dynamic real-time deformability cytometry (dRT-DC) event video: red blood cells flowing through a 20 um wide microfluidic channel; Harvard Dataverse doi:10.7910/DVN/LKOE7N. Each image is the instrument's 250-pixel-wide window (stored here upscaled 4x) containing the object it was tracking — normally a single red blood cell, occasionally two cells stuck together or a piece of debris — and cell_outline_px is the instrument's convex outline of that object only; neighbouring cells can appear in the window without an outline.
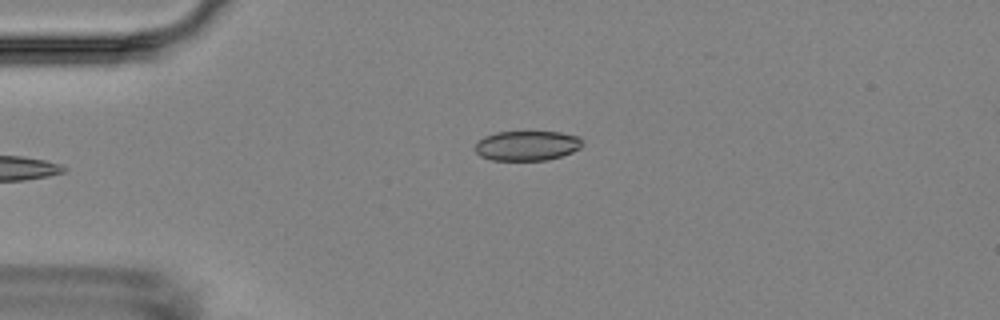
{"species": "Egyptian fruit bat (a non-hibernating species)", "species_latin": "Rousettus aegyptiacus", "temperature_condition": "room temperature", "stored_images_in_passage": 2, "camera_frame_rate_fps": 3000, "um_per_image_px": 0.085, "animal": {"sex": "female"}, "frame": {"image": 1, "passage_image": 2, "time_ms": 1.333, "image_size_px": [1000, 320], "cell_outline_px": [[584, 140], [580, 148], [572, 152], [548, 160], [492, 160], [480, 156], [476, 152], [476, 144], [484, 136], [496, 132], [560, 132], [580, 136]], "centroid_in_image_um": [44.83, 12.38], "position_along_channel_um": 40.2, "area_um2": 18.67}}